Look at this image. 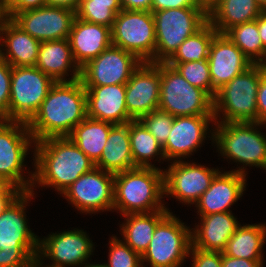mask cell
<instances>
[{"label":"cell","instance_id":"1","mask_svg":"<svg viewBox=\"0 0 266 267\" xmlns=\"http://www.w3.org/2000/svg\"><path fill=\"white\" fill-rule=\"evenodd\" d=\"M86 117V89L81 80L60 81L52 85L27 126L37 142L51 137H68Z\"/></svg>","mask_w":266,"mask_h":267},{"label":"cell","instance_id":"2","mask_svg":"<svg viewBox=\"0 0 266 267\" xmlns=\"http://www.w3.org/2000/svg\"><path fill=\"white\" fill-rule=\"evenodd\" d=\"M33 184L57 189L62 194L81 175L90 172L93 162L69 137H51L34 143Z\"/></svg>","mask_w":266,"mask_h":267},{"label":"cell","instance_id":"3","mask_svg":"<svg viewBox=\"0 0 266 267\" xmlns=\"http://www.w3.org/2000/svg\"><path fill=\"white\" fill-rule=\"evenodd\" d=\"M163 196L164 171L159 168L137 167L114 174L113 209L122 216L168 209Z\"/></svg>","mask_w":266,"mask_h":267},{"label":"cell","instance_id":"4","mask_svg":"<svg viewBox=\"0 0 266 267\" xmlns=\"http://www.w3.org/2000/svg\"><path fill=\"white\" fill-rule=\"evenodd\" d=\"M212 142L222 156L243 164L234 172L247 175L244 165L266 170V135L257 128L265 124L256 123H213Z\"/></svg>","mask_w":266,"mask_h":267},{"label":"cell","instance_id":"5","mask_svg":"<svg viewBox=\"0 0 266 267\" xmlns=\"http://www.w3.org/2000/svg\"><path fill=\"white\" fill-rule=\"evenodd\" d=\"M260 78L261 64H252L220 88L213 100L215 122L256 123Z\"/></svg>","mask_w":266,"mask_h":267},{"label":"cell","instance_id":"6","mask_svg":"<svg viewBox=\"0 0 266 267\" xmlns=\"http://www.w3.org/2000/svg\"><path fill=\"white\" fill-rule=\"evenodd\" d=\"M152 14L156 36L155 63H166L186 38L208 22V15L199 7L171 8Z\"/></svg>","mask_w":266,"mask_h":267},{"label":"cell","instance_id":"7","mask_svg":"<svg viewBox=\"0 0 266 267\" xmlns=\"http://www.w3.org/2000/svg\"><path fill=\"white\" fill-rule=\"evenodd\" d=\"M214 99L191 85L174 67L161 63L159 109L174 117L214 115Z\"/></svg>","mask_w":266,"mask_h":267},{"label":"cell","instance_id":"8","mask_svg":"<svg viewBox=\"0 0 266 267\" xmlns=\"http://www.w3.org/2000/svg\"><path fill=\"white\" fill-rule=\"evenodd\" d=\"M34 143L27 123L0 119V178L7 185L31 191L33 173L24 178L23 166L29 146Z\"/></svg>","mask_w":266,"mask_h":267},{"label":"cell","instance_id":"9","mask_svg":"<svg viewBox=\"0 0 266 267\" xmlns=\"http://www.w3.org/2000/svg\"><path fill=\"white\" fill-rule=\"evenodd\" d=\"M169 212L156 226L150 244L141 256L151 267H181L189 257L191 229Z\"/></svg>","mask_w":266,"mask_h":267},{"label":"cell","instance_id":"10","mask_svg":"<svg viewBox=\"0 0 266 267\" xmlns=\"http://www.w3.org/2000/svg\"><path fill=\"white\" fill-rule=\"evenodd\" d=\"M54 83L36 66L12 67L9 121L28 123Z\"/></svg>","mask_w":266,"mask_h":267},{"label":"cell","instance_id":"11","mask_svg":"<svg viewBox=\"0 0 266 267\" xmlns=\"http://www.w3.org/2000/svg\"><path fill=\"white\" fill-rule=\"evenodd\" d=\"M112 45L134 54L142 62L155 63V21L150 11L121 10L111 29Z\"/></svg>","mask_w":266,"mask_h":267},{"label":"cell","instance_id":"12","mask_svg":"<svg viewBox=\"0 0 266 267\" xmlns=\"http://www.w3.org/2000/svg\"><path fill=\"white\" fill-rule=\"evenodd\" d=\"M141 63L134 54L111 45L80 68V80L83 86L126 84Z\"/></svg>","mask_w":266,"mask_h":267},{"label":"cell","instance_id":"13","mask_svg":"<svg viewBox=\"0 0 266 267\" xmlns=\"http://www.w3.org/2000/svg\"><path fill=\"white\" fill-rule=\"evenodd\" d=\"M63 194L82 213L112 211L114 174L95 167L81 175Z\"/></svg>","mask_w":266,"mask_h":267},{"label":"cell","instance_id":"14","mask_svg":"<svg viewBox=\"0 0 266 267\" xmlns=\"http://www.w3.org/2000/svg\"><path fill=\"white\" fill-rule=\"evenodd\" d=\"M93 246V242L86 232L80 229L52 233L46 238L39 239L36 262L43 267L42 260L48 258L53 263L46 267H80V265L86 264V261L88 262V258L93 252Z\"/></svg>","mask_w":266,"mask_h":267},{"label":"cell","instance_id":"15","mask_svg":"<svg viewBox=\"0 0 266 267\" xmlns=\"http://www.w3.org/2000/svg\"><path fill=\"white\" fill-rule=\"evenodd\" d=\"M172 162L164 171V195L174 196L184 204H195L219 172V169L183 160Z\"/></svg>","mask_w":266,"mask_h":267},{"label":"cell","instance_id":"16","mask_svg":"<svg viewBox=\"0 0 266 267\" xmlns=\"http://www.w3.org/2000/svg\"><path fill=\"white\" fill-rule=\"evenodd\" d=\"M76 18L73 10L44 5L17 13L12 20L40 42L68 39Z\"/></svg>","mask_w":266,"mask_h":267},{"label":"cell","instance_id":"17","mask_svg":"<svg viewBox=\"0 0 266 267\" xmlns=\"http://www.w3.org/2000/svg\"><path fill=\"white\" fill-rule=\"evenodd\" d=\"M161 63L142 62L126 83V107L132 120H140L159 107Z\"/></svg>","mask_w":266,"mask_h":267},{"label":"cell","instance_id":"18","mask_svg":"<svg viewBox=\"0 0 266 267\" xmlns=\"http://www.w3.org/2000/svg\"><path fill=\"white\" fill-rule=\"evenodd\" d=\"M212 121L215 122L214 115L174 117L167 142L162 147L165 159L178 161L191 156L207 138Z\"/></svg>","mask_w":266,"mask_h":267},{"label":"cell","instance_id":"19","mask_svg":"<svg viewBox=\"0 0 266 267\" xmlns=\"http://www.w3.org/2000/svg\"><path fill=\"white\" fill-rule=\"evenodd\" d=\"M208 64L212 87L217 92L253 63L225 34L218 33L210 46Z\"/></svg>","mask_w":266,"mask_h":267},{"label":"cell","instance_id":"20","mask_svg":"<svg viewBox=\"0 0 266 267\" xmlns=\"http://www.w3.org/2000/svg\"><path fill=\"white\" fill-rule=\"evenodd\" d=\"M87 98V117L114 125L132 121L127 112L126 84L84 86Z\"/></svg>","mask_w":266,"mask_h":267},{"label":"cell","instance_id":"21","mask_svg":"<svg viewBox=\"0 0 266 267\" xmlns=\"http://www.w3.org/2000/svg\"><path fill=\"white\" fill-rule=\"evenodd\" d=\"M246 179L245 174L233 170L224 173L219 171L212 179L209 188L195 203L199 216L231 212V205L240 199L246 188Z\"/></svg>","mask_w":266,"mask_h":267},{"label":"cell","instance_id":"22","mask_svg":"<svg viewBox=\"0 0 266 267\" xmlns=\"http://www.w3.org/2000/svg\"><path fill=\"white\" fill-rule=\"evenodd\" d=\"M68 39L74 61L79 68L112 45L110 27L78 18L74 19Z\"/></svg>","mask_w":266,"mask_h":267},{"label":"cell","instance_id":"23","mask_svg":"<svg viewBox=\"0 0 266 267\" xmlns=\"http://www.w3.org/2000/svg\"><path fill=\"white\" fill-rule=\"evenodd\" d=\"M200 219L201 225L191 231L192 246L206 251L223 252L240 225L232 212L200 216Z\"/></svg>","mask_w":266,"mask_h":267},{"label":"cell","instance_id":"24","mask_svg":"<svg viewBox=\"0 0 266 267\" xmlns=\"http://www.w3.org/2000/svg\"><path fill=\"white\" fill-rule=\"evenodd\" d=\"M40 43L8 18L0 33V46L6 48L0 47V58L12 67L35 66Z\"/></svg>","mask_w":266,"mask_h":267},{"label":"cell","instance_id":"25","mask_svg":"<svg viewBox=\"0 0 266 267\" xmlns=\"http://www.w3.org/2000/svg\"><path fill=\"white\" fill-rule=\"evenodd\" d=\"M35 66L55 82L80 79V68L74 61L69 39L41 42ZM71 68L73 74L67 80L65 75L69 76Z\"/></svg>","mask_w":266,"mask_h":267},{"label":"cell","instance_id":"26","mask_svg":"<svg viewBox=\"0 0 266 267\" xmlns=\"http://www.w3.org/2000/svg\"><path fill=\"white\" fill-rule=\"evenodd\" d=\"M95 166L113 174L137 168L131 153L129 122L110 129L103 153Z\"/></svg>","mask_w":266,"mask_h":267},{"label":"cell","instance_id":"27","mask_svg":"<svg viewBox=\"0 0 266 267\" xmlns=\"http://www.w3.org/2000/svg\"><path fill=\"white\" fill-rule=\"evenodd\" d=\"M170 212L162 209L151 213L123 215L125 222L120 226L123 241L140 256L147 250L157 224Z\"/></svg>","mask_w":266,"mask_h":267},{"label":"cell","instance_id":"28","mask_svg":"<svg viewBox=\"0 0 266 267\" xmlns=\"http://www.w3.org/2000/svg\"><path fill=\"white\" fill-rule=\"evenodd\" d=\"M263 11L255 0H220L208 15V22L224 34L235 25L256 20Z\"/></svg>","mask_w":266,"mask_h":267},{"label":"cell","instance_id":"29","mask_svg":"<svg viewBox=\"0 0 266 267\" xmlns=\"http://www.w3.org/2000/svg\"><path fill=\"white\" fill-rule=\"evenodd\" d=\"M34 191H21L0 214V239L5 240H39L28 228L26 204L34 196Z\"/></svg>","mask_w":266,"mask_h":267},{"label":"cell","instance_id":"30","mask_svg":"<svg viewBox=\"0 0 266 267\" xmlns=\"http://www.w3.org/2000/svg\"><path fill=\"white\" fill-rule=\"evenodd\" d=\"M266 241L265 224H246L237 227L227 242L223 253L235 258L248 260H264L262 248Z\"/></svg>","mask_w":266,"mask_h":267},{"label":"cell","instance_id":"31","mask_svg":"<svg viewBox=\"0 0 266 267\" xmlns=\"http://www.w3.org/2000/svg\"><path fill=\"white\" fill-rule=\"evenodd\" d=\"M114 124L86 117L68 136L93 162H97Z\"/></svg>","mask_w":266,"mask_h":267},{"label":"cell","instance_id":"32","mask_svg":"<svg viewBox=\"0 0 266 267\" xmlns=\"http://www.w3.org/2000/svg\"><path fill=\"white\" fill-rule=\"evenodd\" d=\"M130 147L136 167L157 168L149 161L155 156L165 159L162 146L140 120L129 122Z\"/></svg>","mask_w":266,"mask_h":267},{"label":"cell","instance_id":"33","mask_svg":"<svg viewBox=\"0 0 266 267\" xmlns=\"http://www.w3.org/2000/svg\"><path fill=\"white\" fill-rule=\"evenodd\" d=\"M253 63L262 64L266 59L264 48L258 32V18L256 20L238 24L224 33Z\"/></svg>","mask_w":266,"mask_h":267},{"label":"cell","instance_id":"34","mask_svg":"<svg viewBox=\"0 0 266 267\" xmlns=\"http://www.w3.org/2000/svg\"><path fill=\"white\" fill-rule=\"evenodd\" d=\"M218 34L207 22L194 35L186 38L166 63H184L207 60L213 38Z\"/></svg>","mask_w":266,"mask_h":267},{"label":"cell","instance_id":"35","mask_svg":"<svg viewBox=\"0 0 266 267\" xmlns=\"http://www.w3.org/2000/svg\"><path fill=\"white\" fill-rule=\"evenodd\" d=\"M38 251L39 240L0 239V267H33Z\"/></svg>","mask_w":266,"mask_h":267},{"label":"cell","instance_id":"36","mask_svg":"<svg viewBox=\"0 0 266 267\" xmlns=\"http://www.w3.org/2000/svg\"><path fill=\"white\" fill-rule=\"evenodd\" d=\"M121 10L120 0H81L76 18L112 29L115 17Z\"/></svg>","mask_w":266,"mask_h":267},{"label":"cell","instance_id":"37","mask_svg":"<svg viewBox=\"0 0 266 267\" xmlns=\"http://www.w3.org/2000/svg\"><path fill=\"white\" fill-rule=\"evenodd\" d=\"M167 64L174 67L191 85L201 88L215 98L217 92L212 87L208 59Z\"/></svg>","mask_w":266,"mask_h":267},{"label":"cell","instance_id":"38","mask_svg":"<svg viewBox=\"0 0 266 267\" xmlns=\"http://www.w3.org/2000/svg\"><path fill=\"white\" fill-rule=\"evenodd\" d=\"M106 267H142L141 256L125 242L112 236Z\"/></svg>","mask_w":266,"mask_h":267},{"label":"cell","instance_id":"39","mask_svg":"<svg viewBox=\"0 0 266 267\" xmlns=\"http://www.w3.org/2000/svg\"><path fill=\"white\" fill-rule=\"evenodd\" d=\"M174 116L159 108L143 116L140 121L163 147L172 129Z\"/></svg>","mask_w":266,"mask_h":267},{"label":"cell","instance_id":"40","mask_svg":"<svg viewBox=\"0 0 266 267\" xmlns=\"http://www.w3.org/2000/svg\"><path fill=\"white\" fill-rule=\"evenodd\" d=\"M12 66L0 58V119L9 121Z\"/></svg>","mask_w":266,"mask_h":267},{"label":"cell","instance_id":"41","mask_svg":"<svg viewBox=\"0 0 266 267\" xmlns=\"http://www.w3.org/2000/svg\"><path fill=\"white\" fill-rule=\"evenodd\" d=\"M190 255H192L193 259L192 267H221L222 252L206 251L191 245L189 250Z\"/></svg>","mask_w":266,"mask_h":267},{"label":"cell","instance_id":"42","mask_svg":"<svg viewBox=\"0 0 266 267\" xmlns=\"http://www.w3.org/2000/svg\"><path fill=\"white\" fill-rule=\"evenodd\" d=\"M8 18L17 13L33 10L46 5V0H3Z\"/></svg>","mask_w":266,"mask_h":267},{"label":"cell","instance_id":"43","mask_svg":"<svg viewBox=\"0 0 266 267\" xmlns=\"http://www.w3.org/2000/svg\"><path fill=\"white\" fill-rule=\"evenodd\" d=\"M257 122L266 125V69L261 64V78L257 92Z\"/></svg>","mask_w":266,"mask_h":267},{"label":"cell","instance_id":"44","mask_svg":"<svg viewBox=\"0 0 266 267\" xmlns=\"http://www.w3.org/2000/svg\"><path fill=\"white\" fill-rule=\"evenodd\" d=\"M221 267H263V260H248L227 256L222 252Z\"/></svg>","mask_w":266,"mask_h":267},{"label":"cell","instance_id":"45","mask_svg":"<svg viewBox=\"0 0 266 267\" xmlns=\"http://www.w3.org/2000/svg\"><path fill=\"white\" fill-rule=\"evenodd\" d=\"M197 7L189 0H152L151 12L171 9V8H186Z\"/></svg>","mask_w":266,"mask_h":267},{"label":"cell","instance_id":"46","mask_svg":"<svg viewBox=\"0 0 266 267\" xmlns=\"http://www.w3.org/2000/svg\"><path fill=\"white\" fill-rule=\"evenodd\" d=\"M122 10L150 11L152 0H120Z\"/></svg>","mask_w":266,"mask_h":267},{"label":"cell","instance_id":"47","mask_svg":"<svg viewBox=\"0 0 266 267\" xmlns=\"http://www.w3.org/2000/svg\"><path fill=\"white\" fill-rule=\"evenodd\" d=\"M21 192L17 187L7 185L0 192V214L8 206V204Z\"/></svg>","mask_w":266,"mask_h":267},{"label":"cell","instance_id":"48","mask_svg":"<svg viewBox=\"0 0 266 267\" xmlns=\"http://www.w3.org/2000/svg\"><path fill=\"white\" fill-rule=\"evenodd\" d=\"M81 0H46L47 6L60 7L77 11Z\"/></svg>","mask_w":266,"mask_h":267},{"label":"cell","instance_id":"49","mask_svg":"<svg viewBox=\"0 0 266 267\" xmlns=\"http://www.w3.org/2000/svg\"><path fill=\"white\" fill-rule=\"evenodd\" d=\"M258 32L261 42L266 49V12L263 11L258 17Z\"/></svg>","mask_w":266,"mask_h":267},{"label":"cell","instance_id":"50","mask_svg":"<svg viewBox=\"0 0 266 267\" xmlns=\"http://www.w3.org/2000/svg\"><path fill=\"white\" fill-rule=\"evenodd\" d=\"M219 2L220 0H196V6L209 15Z\"/></svg>","mask_w":266,"mask_h":267},{"label":"cell","instance_id":"51","mask_svg":"<svg viewBox=\"0 0 266 267\" xmlns=\"http://www.w3.org/2000/svg\"><path fill=\"white\" fill-rule=\"evenodd\" d=\"M8 19L7 12L3 0H0V33L2 31L5 21Z\"/></svg>","mask_w":266,"mask_h":267},{"label":"cell","instance_id":"52","mask_svg":"<svg viewBox=\"0 0 266 267\" xmlns=\"http://www.w3.org/2000/svg\"><path fill=\"white\" fill-rule=\"evenodd\" d=\"M258 5L263 9L265 10L266 9V0H255Z\"/></svg>","mask_w":266,"mask_h":267},{"label":"cell","instance_id":"53","mask_svg":"<svg viewBox=\"0 0 266 267\" xmlns=\"http://www.w3.org/2000/svg\"><path fill=\"white\" fill-rule=\"evenodd\" d=\"M83 267H106L105 263L104 264H90V263H86L85 266Z\"/></svg>","mask_w":266,"mask_h":267},{"label":"cell","instance_id":"54","mask_svg":"<svg viewBox=\"0 0 266 267\" xmlns=\"http://www.w3.org/2000/svg\"><path fill=\"white\" fill-rule=\"evenodd\" d=\"M7 186V184L0 178V192Z\"/></svg>","mask_w":266,"mask_h":267},{"label":"cell","instance_id":"55","mask_svg":"<svg viewBox=\"0 0 266 267\" xmlns=\"http://www.w3.org/2000/svg\"><path fill=\"white\" fill-rule=\"evenodd\" d=\"M194 6H196V0H189Z\"/></svg>","mask_w":266,"mask_h":267},{"label":"cell","instance_id":"56","mask_svg":"<svg viewBox=\"0 0 266 267\" xmlns=\"http://www.w3.org/2000/svg\"><path fill=\"white\" fill-rule=\"evenodd\" d=\"M262 66H263V68L266 69V59H265V61L262 63Z\"/></svg>","mask_w":266,"mask_h":267},{"label":"cell","instance_id":"57","mask_svg":"<svg viewBox=\"0 0 266 267\" xmlns=\"http://www.w3.org/2000/svg\"><path fill=\"white\" fill-rule=\"evenodd\" d=\"M33 267H41L37 262L33 265Z\"/></svg>","mask_w":266,"mask_h":267}]
</instances>
